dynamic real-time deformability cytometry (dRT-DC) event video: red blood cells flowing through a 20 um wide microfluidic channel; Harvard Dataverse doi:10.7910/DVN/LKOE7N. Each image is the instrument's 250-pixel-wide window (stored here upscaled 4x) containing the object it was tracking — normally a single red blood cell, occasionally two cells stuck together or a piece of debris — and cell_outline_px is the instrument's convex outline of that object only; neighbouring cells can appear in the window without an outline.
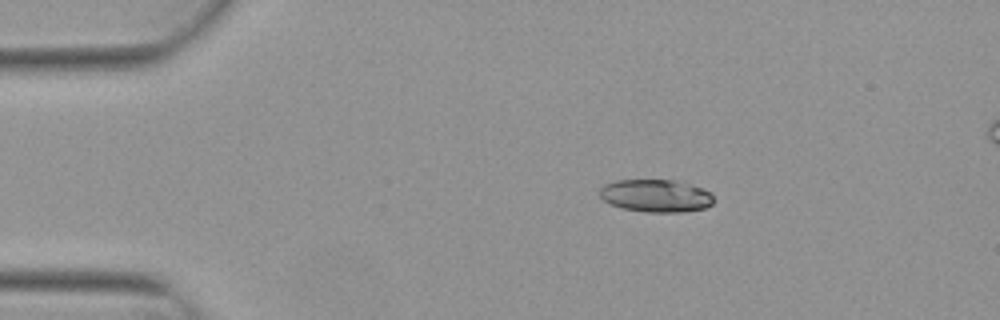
{"species": "Egyptian fruit bat (a non-hibernating species)", "species_latin": "Rousettus aegyptiacus", "temperature_condition": "warm", "stored_images_in_passage": 7, "camera_frame_rate_fps": 3000, "um_per_image_px": 0.085, "animal": {"sex": "female"}, "frame": {"image": 1, "passage_image": 3, "time_ms": 0.667, "image_size_px": [1000, 320], "cell_outline_px": [[716, 200], [712, 204], [704, 208], [684, 212], [648, 212], [620, 208], [604, 200], [600, 196], [600, 188], [604, 184], [616, 180], [672, 180], [692, 184], [704, 188]], "centroid_in_image_um": [55.77, 16.64], "position_along_channel_um": 29.2, "area_um2": 21.79}}
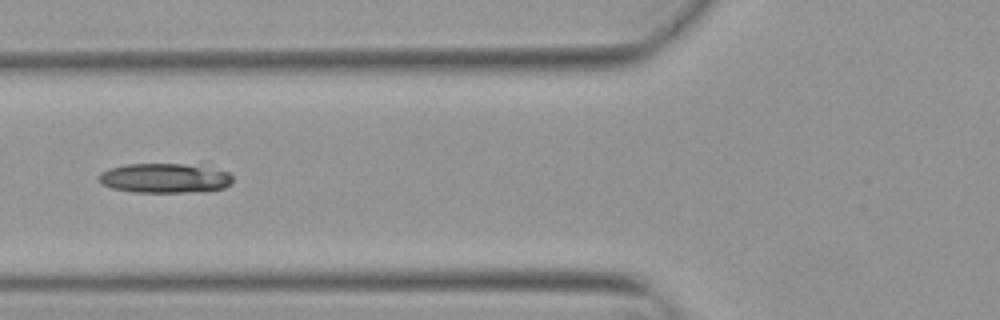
{"frame": {"image": 2, "passage_image": 6, "time_ms": 1.667, "image_size_px": [1000, 320], "cell_outline_px": [[232, 184], [224, 188], [208, 192], [136, 192], [112, 188], [100, 184], [96, 180], [96, 176], [100, 172], [108, 168], [124, 164], [180, 164], [228, 172], [232, 176]], "centroid_in_image_um": [13.93, 15.16], "position_along_channel_um": 111.9, "area_um2": 23.24}}
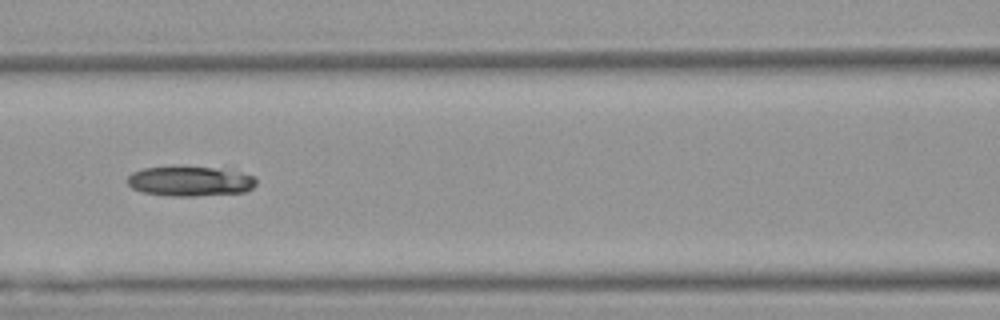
{"frame": {"image": 3, "passage_image": 7, "time_ms": 2.0, "image_size_px": [1000, 320], "cell_outline_px": [[256, 184], [252, 188], [244, 192], [196, 196], [172, 196], [144, 192], [132, 188], [128, 184], [128, 176], [132, 172], [144, 168], [212, 168], [240, 172], [252, 176], [256, 180]], "centroid_in_image_um": [16.16, 15.43], "position_along_channel_um": 150.4, "area_um2": 21.79}}